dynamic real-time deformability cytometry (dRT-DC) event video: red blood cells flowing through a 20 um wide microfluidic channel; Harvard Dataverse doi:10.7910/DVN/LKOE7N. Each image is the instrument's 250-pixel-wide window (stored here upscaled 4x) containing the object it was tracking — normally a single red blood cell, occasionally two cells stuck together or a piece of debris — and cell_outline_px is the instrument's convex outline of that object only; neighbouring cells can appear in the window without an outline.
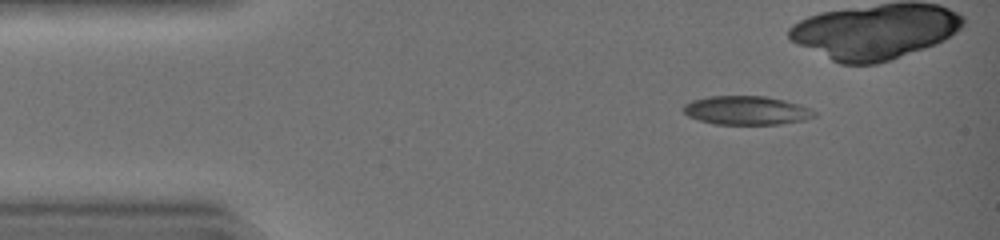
{"species": "common noctule bat (a hibernating species)", "species_latin": "Nyctalus noctula", "temperature_condition": "warm", "stored_images_in_passage": 32, "camera_frame_rate_fps": 3000, "um_per_image_px": 0.085, "animal": {"sex": "female", "body_mass_g": 19.0, "forearm_length_mm": 51.5}, "frame": {"image": 1, "passage_image": 1, "time_ms": 0.0, "image_size_px": [1000, 240], "cell_outline_px": [[816, 116], [800, 120], [776, 124], [716, 124], [700, 120], [688, 116], [684, 112], [684, 104], [692, 100], [708, 96], [764, 96], [784, 100], [808, 108]], "centroid_in_image_um": [63.37, 9.37], "position_along_channel_um": 21.6, "area_um2": 21.44}}